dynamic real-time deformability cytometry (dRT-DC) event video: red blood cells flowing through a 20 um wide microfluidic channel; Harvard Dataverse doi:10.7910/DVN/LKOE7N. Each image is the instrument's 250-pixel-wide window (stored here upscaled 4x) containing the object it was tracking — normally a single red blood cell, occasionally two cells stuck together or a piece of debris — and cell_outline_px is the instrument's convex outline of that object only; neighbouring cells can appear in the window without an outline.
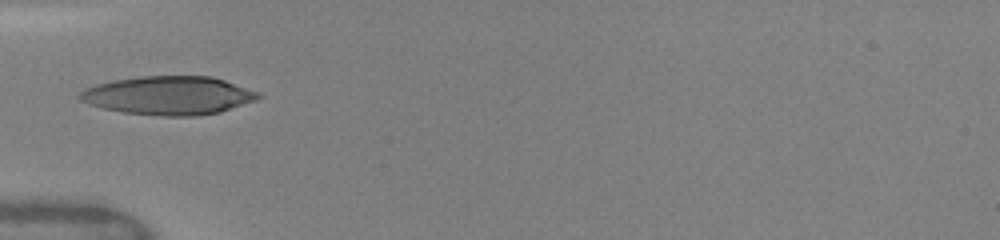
{"species": "human", "species_latin": "Homo sapiens", "temperature_condition": "warm", "stored_images_in_passage": 53, "camera_frame_rate_fps": 3000, "um_per_image_px": 0.085, "donor": {"sex": "female"}, "frame": {"image": 1, "passage_image": 1, "time_ms": 0.0, "image_size_px": [1000, 240], "cell_outline_px": [[264, 96], [256, 100], [220, 112], [196, 116], [164, 116], [124, 112], [104, 108], [88, 104], [80, 100], [76, 96], [84, 88], [96, 84], [112, 80], [144, 76], [212, 76], [260, 92]], "centroid_in_image_um": [14.34, 8.11], "position_along_channel_um": 70.7, "area_um2": 40.17}}
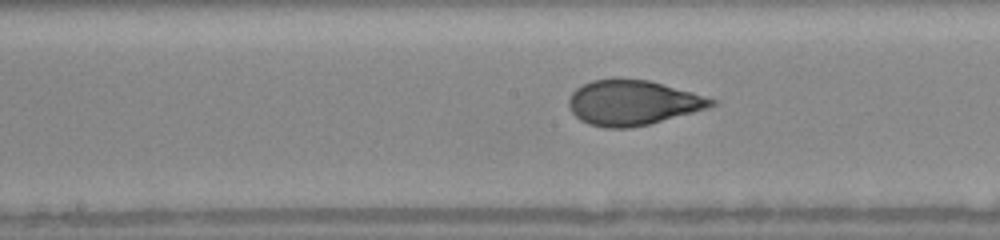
{"frame": {"image": 2, "passage_image": 15, "time_ms": 3.0, "image_size_px": [1000, 240], "cell_outline_px": [[716, 104], [708, 108], [648, 124], [628, 128], [604, 128], [588, 124], [580, 120], [572, 112], [568, 104], [568, 100], [572, 92], [576, 88], [592, 80], [616, 76], [648, 80], [692, 92], [716, 100]], "centroid_in_image_um": [53.73, 8.7], "position_along_channel_um": 194.5, "area_um2": 37.63}}
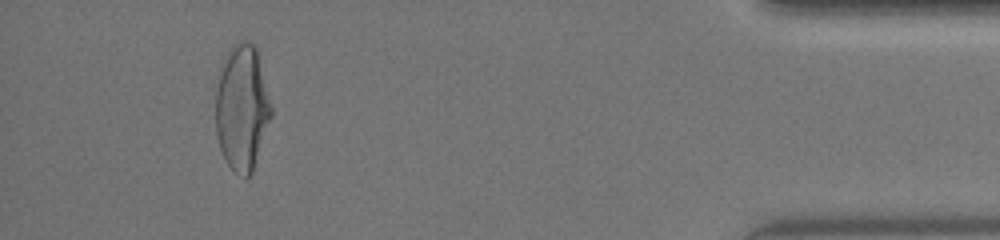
{"frame": {"image": 3, "passage_image": 49, "time_ms": 9.667, "image_size_px": [1000, 240], "cell_outline_px": [[272, 116], [252, 172], [244, 180], [232, 172], [220, 148], [216, 136], [212, 84], [220, 64], [228, 48], [232, 44], [240, 40], [248, 40], [256, 44], [260, 52], [272, 108]], "centroid_in_image_um": [20.52, 9.05], "position_along_channel_um": 414.7, "area_um2": 43.06}, "authors_computed_cell_mechanics": {"area_um2": 37.8012, "velocity_mm_per_s": 4.1084, "shape_relaxation_time_tau1_ms": 4.9753, "shape_relaxation_time_tau2_ms": null, "deformation_change_tau1": 0.2229, "deformation_change_tau2": null}}